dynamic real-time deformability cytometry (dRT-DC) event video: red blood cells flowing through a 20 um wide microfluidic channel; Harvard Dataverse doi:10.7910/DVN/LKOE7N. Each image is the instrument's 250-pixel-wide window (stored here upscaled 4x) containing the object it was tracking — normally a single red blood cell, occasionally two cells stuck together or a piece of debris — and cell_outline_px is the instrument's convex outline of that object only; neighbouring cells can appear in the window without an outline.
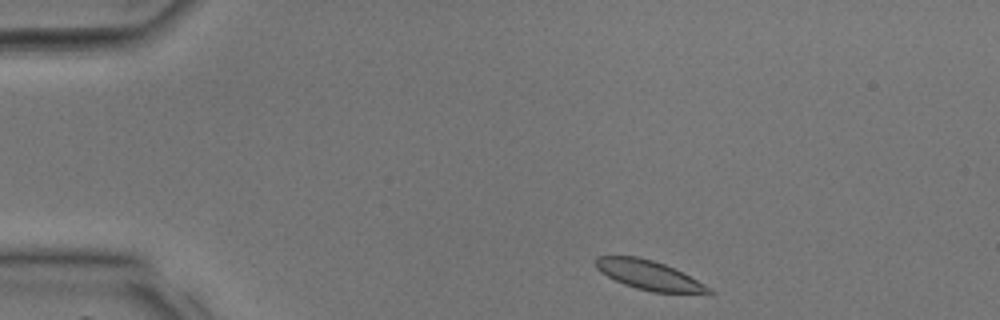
{"species": "common noctule bat (a hibernating species)", "species_latin": "Nyctalus noctula", "temperature_condition": "room temperature", "stored_images_in_passage": 32, "camera_frame_rate_fps": 3000, "um_per_image_px": 0.085, "animal": {"sex": "male", "body_mass_g": 17.9, "forearm_length_mm": 54.2}, "frame": {"image": 1, "passage_image": 1, "time_ms": 0.0, "image_size_px": [1000, 320], "cell_outline_px": [[712, 292], [652, 292], [636, 288], [624, 284], [600, 272], [596, 268], [596, 256], [636, 256], [652, 260], [664, 264], [712, 288]], "centroid_in_image_um": [55.08, 23.37], "position_along_channel_um": 29.9, "area_um2": 18.67}}
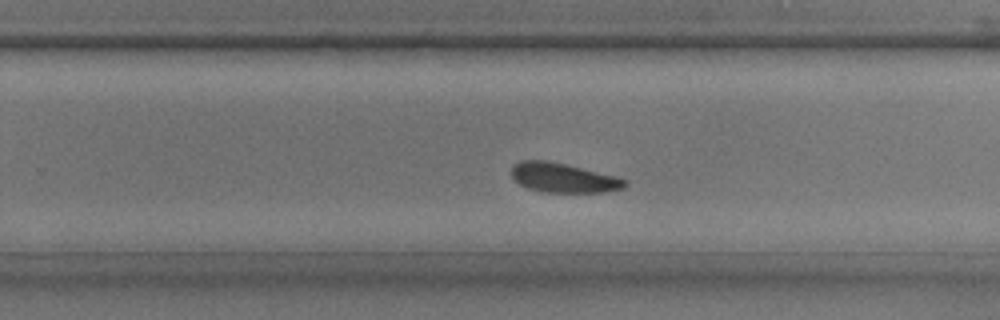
{"frame": {"image": 2, "passage_image": 19, "time_ms": 6.0, "image_size_px": [1000, 320], "cell_outline_px": [[628, 184], [624, 188], [604, 192], [540, 192], [528, 188], [520, 184], [512, 176], [512, 164], [520, 160], [548, 160], [616, 176], [628, 180]], "centroid_in_image_um": [47.89, 15.11], "position_along_channel_um": 281.9, "area_um2": 19.54}}
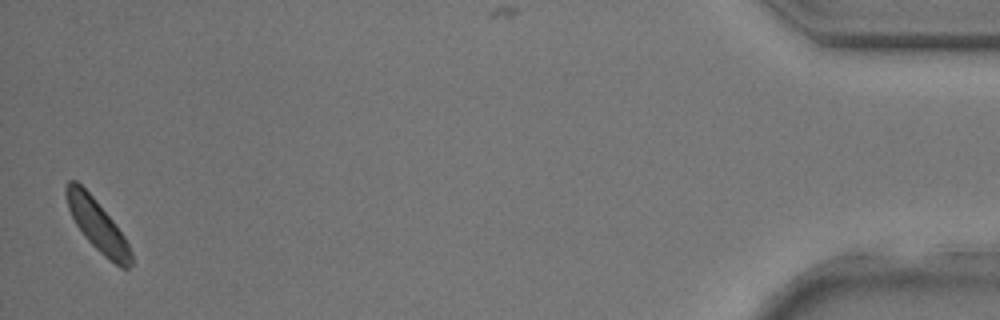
{"frame": {"image": 3, "passage_image": 32, "time_ms": 10.333, "image_size_px": [1000, 320], "cell_outline_px": [[132, 264], [128, 268], [120, 268], [108, 260], [84, 236], [76, 224], [68, 208], [64, 192], [64, 188], [68, 180], [76, 180], [96, 200], [112, 220], [124, 236], [132, 252]], "centroid_in_image_um": [8.27, 19.15], "position_along_channel_um": 426.9, "area_um2": 19.31}}